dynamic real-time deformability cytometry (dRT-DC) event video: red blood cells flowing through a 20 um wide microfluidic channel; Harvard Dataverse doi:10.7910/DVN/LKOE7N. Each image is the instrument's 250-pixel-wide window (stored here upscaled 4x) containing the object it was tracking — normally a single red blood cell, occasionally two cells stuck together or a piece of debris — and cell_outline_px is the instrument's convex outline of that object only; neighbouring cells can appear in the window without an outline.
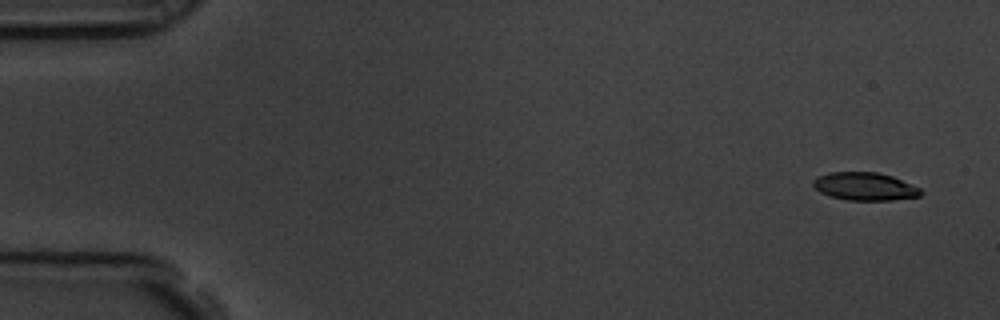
{"species": "common noctule bat (a hibernating species)", "species_latin": "Nyctalus noctula", "temperature_condition": "room temperature", "stored_images_in_passage": 6, "camera_frame_rate_fps": 3000, "um_per_image_px": 0.085, "animal": {"sex": "male", "body_mass_g": 19.5, "forearm_length_mm": 54.6}, "frame": {"image": 1, "passage_image": 1, "time_ms": 0.0, "image_size_px": [1000, 320], "cell_outline_px": [[920, 196], [892, 200], [848, 200], [832, 196], [820, 192], [812, 184], [812, 180], [828, 172], [876, 172], [892, 176], [920, 188]], "centroid_in_image_um": [73.49, 15.84], "position_along_channel_um": 11.5, "area_um2": 17.28}}
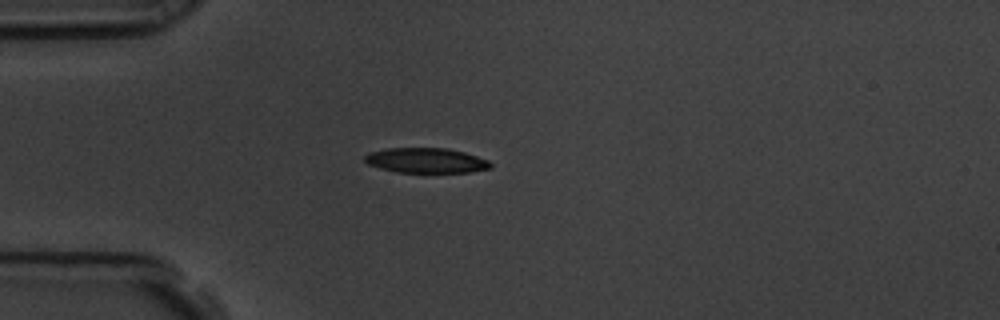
{"frame": {"image": 2, "passage_image": 4, "time_ms": 1.0, "image_size_px": [1000, 320], "cell_outline_px": [[492, 168], [468, 172], [396, 172], [380, 168], [368, 164], [364, 160], [364, 156], [372, 152], [388, 148], [448, 148], [464, 152], [488, 160], [492, 164]], "centroid_in_image_um": [36.23, 13.64], "position_along_channel_um": 48.8, "area_um2": 18.21}}
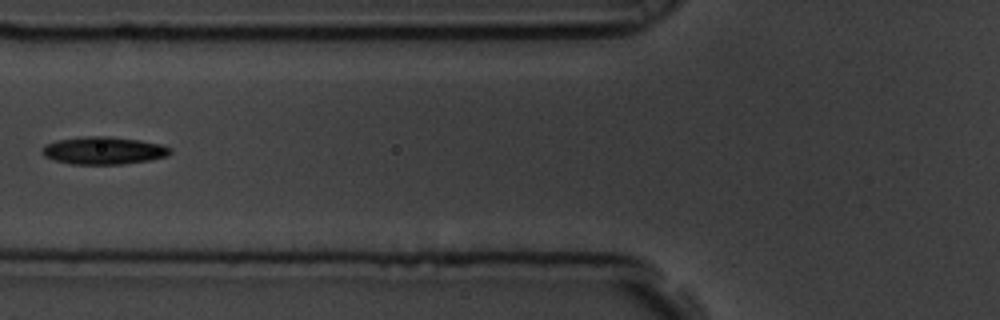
{"frame": {"image": 3, "passage_image": 6, "time_ms": 1.667, "image_size_px": [1000, 320], "cell_outline_px": [[172, 152], [168, 156], [148, 160], [120, 164], [72, 164], [56, 160], [44, 156], [40, 152], [44, 144], [56, 140], [84, 136], [108, 136], [140, 140], [160, 144], [168, 148]], "centroid_in_image_um": [8.76, 12.78], "position_along_channel_um": 117.0, "area_um2": 20.52}}